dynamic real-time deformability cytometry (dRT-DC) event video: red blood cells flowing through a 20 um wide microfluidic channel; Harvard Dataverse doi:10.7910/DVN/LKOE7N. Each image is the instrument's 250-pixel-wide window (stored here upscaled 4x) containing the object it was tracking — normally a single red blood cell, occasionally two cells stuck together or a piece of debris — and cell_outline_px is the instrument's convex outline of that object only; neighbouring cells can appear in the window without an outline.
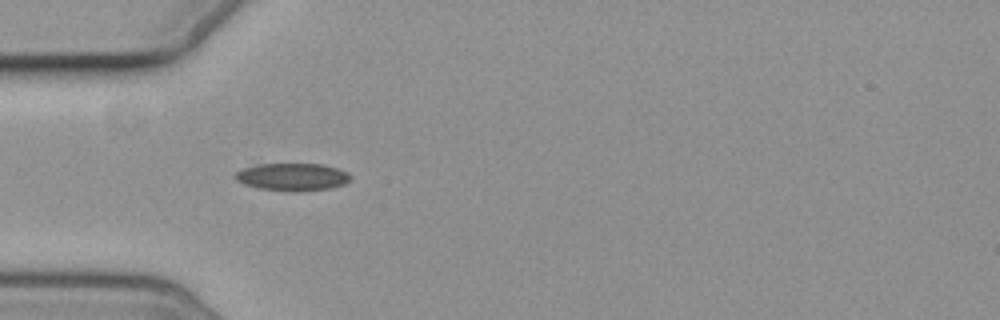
{"species": "common noctule bat (a hibernating species)", "species_latin": "Nyctalus noctula", "temperature_condition": "cold", "stored_images_in_passage": 6, "camera_frame_rate_fps": 3000, "um_per_image_px": 0.085, "animal": {"sex": "female", "body_mass_g": 19.3, "forearm_length_mm": 54.1}, "frame": {"image": 1, "passage_image": 5, "time_ms": 4.667, "image_size_px": [1000, 320], "cell_outline_px": [[352, 176], [344, 184], [332, 188], [300, 192], [292, 192], [260, 188], [244, 184], [236, 180], [232, 176], [236, 172], [244, 168], [256, 164], [324, 164], [348, 172]], "centroid_in_image_um": [24.85, 15.04], "position_along_channel_um": 60.1, "area_um2": 18.67}}
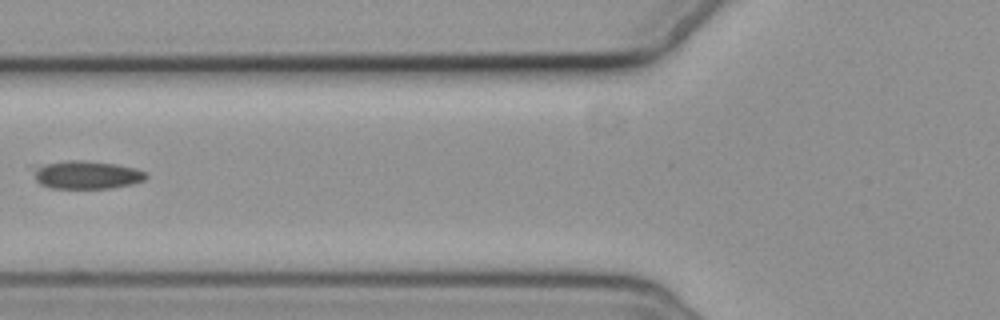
{"frame": {"image": 2, "passage_image": 6, "time_ms": 6.333, "image_size_px": [1000, 320], "cell_outline_px": [[148, 176], [144, 180], [132, 184], [112, 188], [48, 188], [40, 184], [36, 180], [32, 164], [68, 160], [84, 160], [116, 164], [136, 168], [144, 172]], "centroid_in_image_um": [7.3, 14.84], "position_along_channel_um": 118.5, "area_um2": 18.79}}